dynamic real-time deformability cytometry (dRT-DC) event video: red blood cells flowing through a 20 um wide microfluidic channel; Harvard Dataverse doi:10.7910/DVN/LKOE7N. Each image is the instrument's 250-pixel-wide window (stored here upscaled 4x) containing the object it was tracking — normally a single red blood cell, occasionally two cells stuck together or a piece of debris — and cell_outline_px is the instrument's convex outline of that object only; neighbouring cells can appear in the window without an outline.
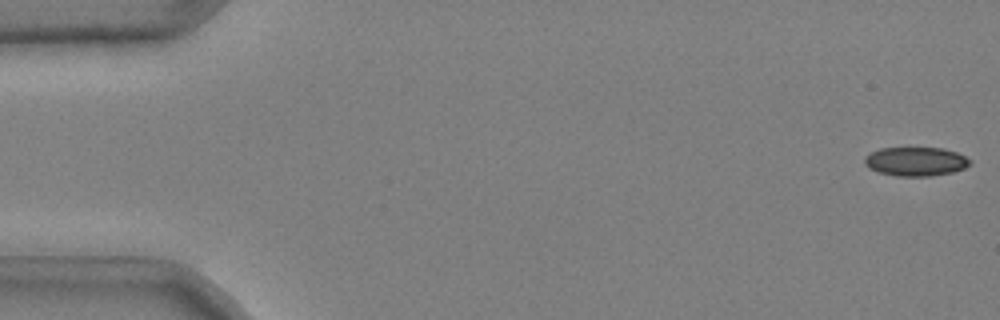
{"species": "common noctule bat (a hibernating species)", "species_latin": "Nyctalus noctula", "temperature_condition": "cold", "stored_images_in_passage": 50, "camera_frame_rate_fps": 3000, "um_per_image_px": 0.085, "animal": {"sex": "male", "body_mass_g": 20.4}, "frame": {"image": 1, "passage_image": 1, "time_ms": 0.0, "image_size_px": [1000, 320], "cell_outline_px": [[972, 164], [964, 168], [952, 172], [932, 176], [896, 176], [876, 172], [868, 168], [864, 164], [864, 156], [880, 148], [944, 148], [956, 152], [972, 160]], "centroid_in_image_um": [77.82, 13.73], "position_along_channel_um": 7.2, "area_um2": 17.98}}
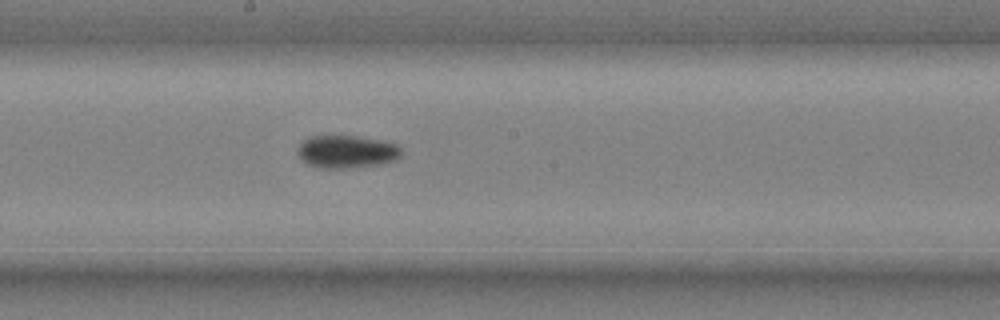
{"frame": {"image": 2, "passage_image": 29, "time_ms": 9.333, "image_size_px": [1000, 320], "cell_outline_px": [[400, 156], [396, 160], [380, 164], [348, 168], [320, 168], [308, 164], [296, 152], [296, 148], [304, 140], [312, 136], [356, 136], [380, 140], [396, 144], [400, 148]], "centroid_in_image_um": [29.45, 12.89], "position_along_channel_um": 218.7, "area_um2": 19.65}}
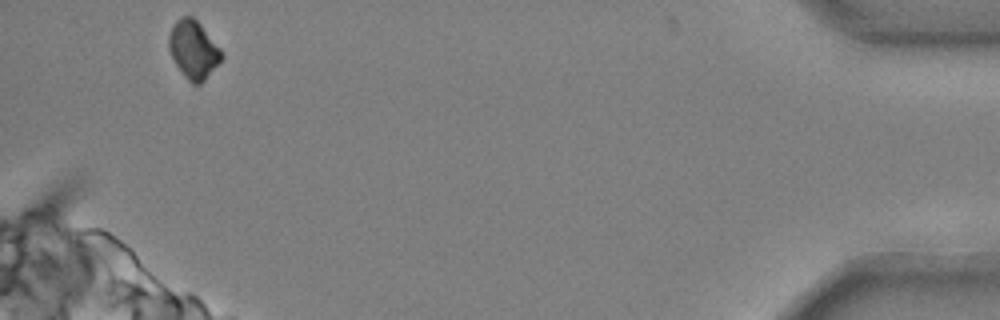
{"frame": {"image": 3, "passage_image": 50, "time_ms": 16.333, "image_size_px": [1000, 320], "cell_outline_px": [[224, 56], [204, 80], [200, 84], [192, 84], [184, 76], [176, 64], [168, 48], [168, 36], [176, 20], [184, 16], [192, 16], [200, 24], [220, 48]], "centroid_in_image_um": [16.43, 4.22], "position_along_channel_um": 418.8, "area_um2": 17.51}, "authors_computed_cell_mechanics": {"area_um2": 19.4786, "velocity_mm_per_s": 3.7267, "shape_relaxation_time_tau1_ms": null, "shape_relaxation_time_tau2_ms": 7.4258, "deformation_change_tau1": null, "deformation_change_tau2": 0.0889}}